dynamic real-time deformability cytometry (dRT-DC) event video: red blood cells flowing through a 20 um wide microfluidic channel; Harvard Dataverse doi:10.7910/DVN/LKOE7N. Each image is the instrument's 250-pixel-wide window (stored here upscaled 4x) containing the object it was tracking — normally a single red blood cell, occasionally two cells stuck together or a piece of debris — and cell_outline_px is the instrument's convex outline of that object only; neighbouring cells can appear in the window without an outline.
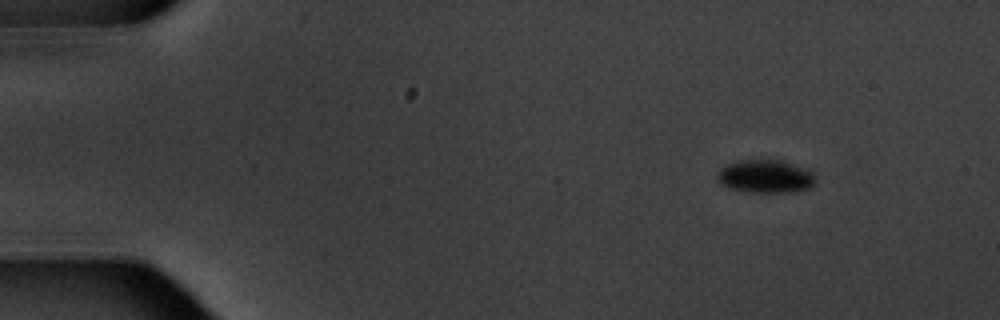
{"species": "common noctule bat (a hibernating species)", "species_latin": "Nyctalus noctula", "temperature_condition": "warm", "stored_images_in_passage": 5, "camera_frame_rate_fps": 3000, "um_per_image_px": 0.085, "animal": {"sex": "male", "body_mass_g": 20.1, "forearm_length_mm": 53.5}, "frame": {"image": 1, "passage_image": 1, "time_ms": 0.0, "image_size_px": [1000, 320], "cell_outline_px": [[816, 184], [808, 188], [796, 192], [744, 192], [728, 188], [716, 176], [716, 172], [720, 168], [728, 164], [740, 160], [784, 160], [808, 168], [812, 172], [816, 180]], "centroid_in_image_um": [65.11, 14.99], "position_along_channel_um": 19.9, "area_um2": 19.25}}
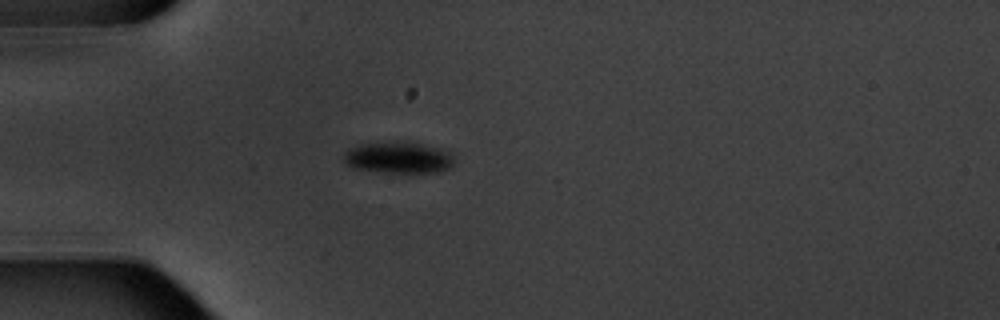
{"frame": {"image": 2, "passage_image": 4, "time_ms": 3.333, "image_size_px": [1000, 320], "cell_outline_px": [[452, 164], [448, 168], [440, 172], [384, 172], [352, 168], [344, 160], [344, 152], [348, 148], [360, 144], [388, 140], [400, 140], [440, 148], [448, 152], [452, 156]], "centroid_in_image_um": [33.81, 13.36], "position_along_channel_um": 51.2, "area_um2": 20.4}}